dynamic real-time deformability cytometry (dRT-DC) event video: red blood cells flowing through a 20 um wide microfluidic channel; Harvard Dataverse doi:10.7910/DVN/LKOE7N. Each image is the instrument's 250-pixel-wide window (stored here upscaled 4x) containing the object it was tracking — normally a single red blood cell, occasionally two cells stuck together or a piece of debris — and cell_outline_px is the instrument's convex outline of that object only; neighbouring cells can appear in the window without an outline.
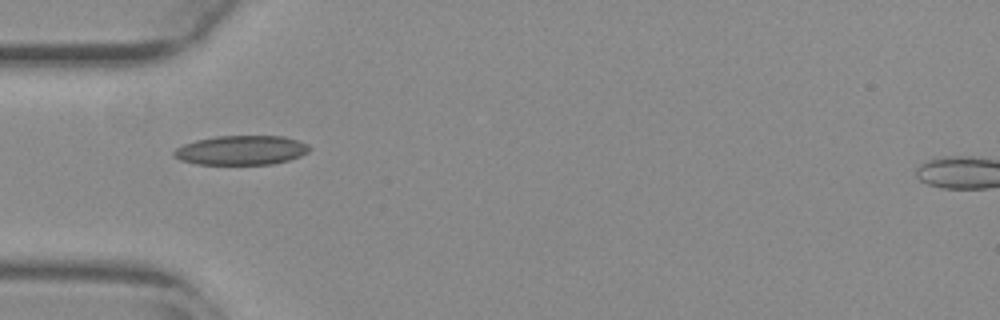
{"species": "common noctule bat (a hibernating species)", "species_latin": "Nyctalus noctula", "temperature_condition": "warm", "stored_images_in_passage": 38, "camera_frame_rate_fps": 3000, "um_per_image_px": 0.085, "animal": {"sex": "female", "body_mass_g": 29.2, "forearm_length_mm": 56.3}, "frame": {"image": 1, "passage_image": 1, "time_ms": 0.0, "image_size_px": [1000, 320], "cell_outline_px": [[312, 148], [308, 152], [300, 156], [288, 160], [272, 164], [196, 164], [180, 160], [172, 156], [172, 152], [176, 148], [184, 144], [196, 140], [216, 136], [284, 136], [308, 144]], "centroid_in_image_um": [20.49, 12.77], "position_along_channel_um": 64.5, "area_um2": 23.24}}
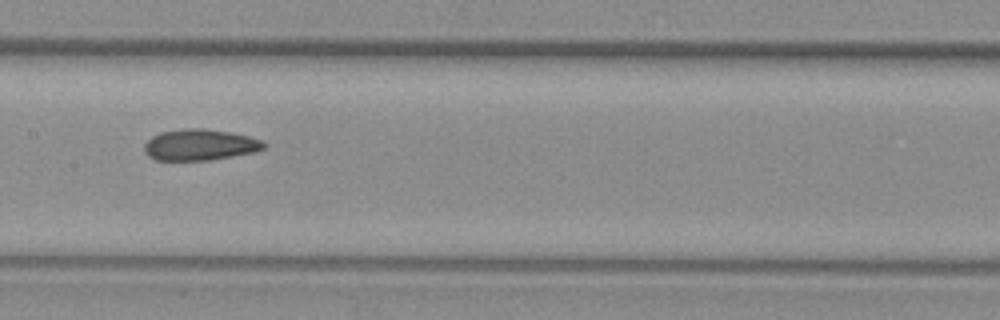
{"frame": {"image": 2, "passage_image": 11, "time_ms": 3.333, "image_size_px": [1000, 320], "cell_outline_px": [[268, 144], [264, 148], [252, 152], [232, 156], [208, 160], [156, 160], [148, 156], [144, 152], [144, 144], [152, 136], [160, 132], [184, 128], [204, 128], [228, 132], [248, 136], [260, 140]], "centroid_in_image_um": [16.95, 12.3], "position_along_channel_um": 190.5, "area_um2": 21.62}}
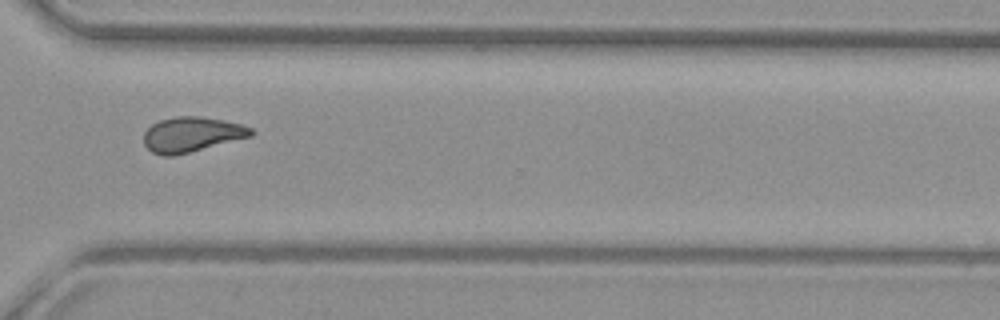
{"frame": {"image": 3, "passage_image": 24, "time_ms": 7.667, "image_size_px": [1000, 320], "cell_outline_px": [[256, 132], [252, 136], [172, 156], [164, 156], [152, 152], [144, 144], [144, 132], [152, 124], [160, 120], [172, 116], [200, 116], [224, 120], [244, 124], [252, 128]], "centroid_in_image_um": [16.31, 11.41], "position_along_channel_um": 354.3, "area_um2": 21.91}, "authors_computed_cell_mechanics": {"area_um2": 21.7617, "velocity_mm_per_s": 3.7871, "shape_relaxation_time_tau1_ms": null, "shape_relaxation_time_tau2_ms": 2.9065, "deformation_change_tau1": null, "deformation_change_tau2": 0.1052}}